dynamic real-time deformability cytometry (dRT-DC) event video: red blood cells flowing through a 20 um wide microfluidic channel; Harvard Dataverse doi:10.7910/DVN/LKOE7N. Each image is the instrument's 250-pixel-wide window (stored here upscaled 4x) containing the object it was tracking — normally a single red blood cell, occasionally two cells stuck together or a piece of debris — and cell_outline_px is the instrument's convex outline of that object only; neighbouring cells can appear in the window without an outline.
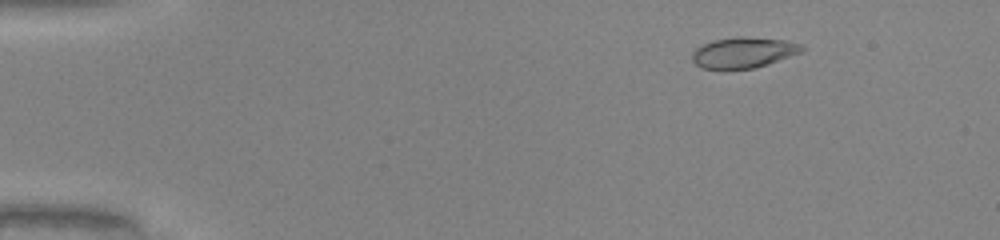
{"species": "common noctule bat (a hibernating species)", "species_latin": "Nyctalus noctula", "temperature_condition": "warm", "stored_images_in_passage": 51, "camera_frame_rate_fps": 3000, "um_per_image_px": 0.085, "animal": {"sex": "male", "body_mass_g": 20.0, "forearm_length_mm": 53.3}, "frame": {"image": 1, "passage_image": 7, "time_ms": 2.0, "image_size_px": [1000, 240], "cell_outline_px": [[804, 52], [756, 68], [700, 68], [692, 60], [692, 52], [696, 48], [712, 40], [740, 36], [784, 40], [804, 44]], "centroid_in_image_um": [63.24, 4.46], "position_along_channel_um": 21.8, "area_um2": 19.65}}
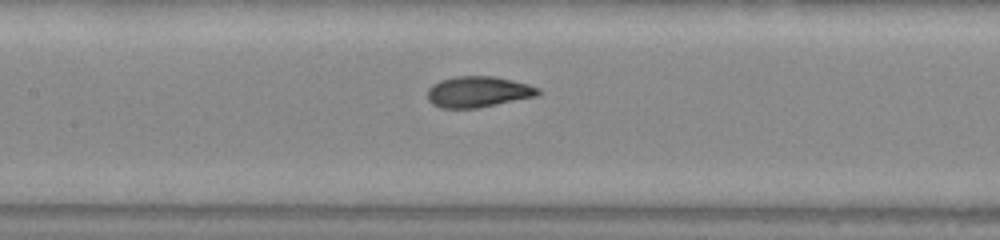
{"frame": {"image": 2, "passage_image": 25, "time_ms": 8.0, "image_size_px": [1000, 240], "cell_outline_px": [[540, 96], [476, 108], [440, 108], [432, 104], [428, 100], [428, 88], [432, 84], [440, 80], [456, 76], [492, 76], [512, 80], [528, 84], [540, 88]], "centroid_in_image_um": [40.65, 7.81], "position_along_channel_um": 166.7, "area_um2": 20.11}}
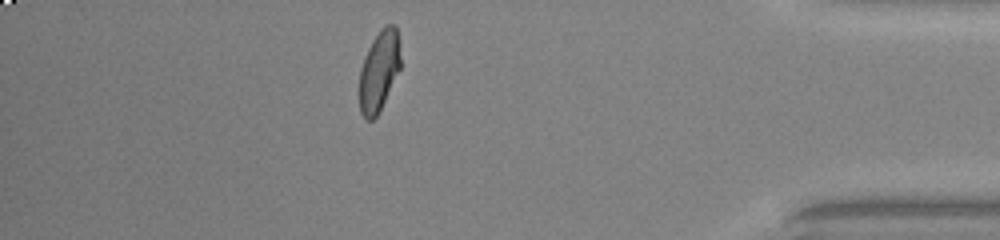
{"frame": {"image": 3, "passage_image": 45, "time_ms": 14.667, "image_size_px": [1000, 240], "cell_outline_px": [[400, 68], [376, 116], [372, 120], [364, 120], [360, 112], [360, 68], [364, 56], [372, 40], [380, 28], [384, 24], [396, 24], [400, 56]], "centroid_in_image_um": [32.2, 5.98], "position_along_channel_um": 403.0, "area_um2": 19.13}, "authors_computed_cell_mechanics": {"area_um2": 19.8832, "velocity_mm_per_s": 4.1006, "shape_relaxation_time_tau1_ms": 5.4582, "shape_relaxation_time_tau2_ms": null, "deformation_change_tau1": 0.1972, "deformation_change_tau2": null}}